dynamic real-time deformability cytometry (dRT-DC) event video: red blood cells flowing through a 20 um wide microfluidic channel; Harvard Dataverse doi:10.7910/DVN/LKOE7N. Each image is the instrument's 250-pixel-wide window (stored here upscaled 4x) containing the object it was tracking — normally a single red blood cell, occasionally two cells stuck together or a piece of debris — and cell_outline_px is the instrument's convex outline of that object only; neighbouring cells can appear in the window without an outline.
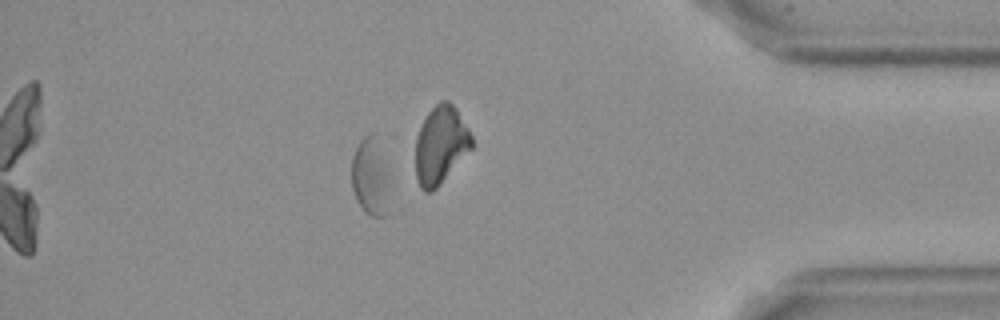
{"species": "Egyptian fruit bat (a non-hibernating species)", "species_latin": "Rousettus aegyptiacus", "temperature_condition": "cold", "stored_images_in_passage": 45, "camera_frame_rate_fps": 3000, "um_per_image_px": 0.085, "frame": {"image": 1, "passage_image": 39, "time_ms": 12.667, "image_size_px": [1000, 320], "cell_outline_px": [[400, 208], [396, 212], [388, 216], [372, 216], [364, 212], [356, 200], [352, 188], [352, 156], [360, 140], [364, 136], [372, 132], [376, 132]], "centroid_in_image_um": [31.69, 15.2], "position_along_channel_um": 403.5, "area_um2": 19.71}, "authors_computed_cell_mechanics": {"area_um2": 23.987, "velocity_mm_per_s": 3.5638, "shape_relaxation_time_tau1_ms": null, "shape_relaxation_time_tau2_ms": 6.5518, "deformation_change_tau1": null, "deformation_change_tau2": 0.1281}}